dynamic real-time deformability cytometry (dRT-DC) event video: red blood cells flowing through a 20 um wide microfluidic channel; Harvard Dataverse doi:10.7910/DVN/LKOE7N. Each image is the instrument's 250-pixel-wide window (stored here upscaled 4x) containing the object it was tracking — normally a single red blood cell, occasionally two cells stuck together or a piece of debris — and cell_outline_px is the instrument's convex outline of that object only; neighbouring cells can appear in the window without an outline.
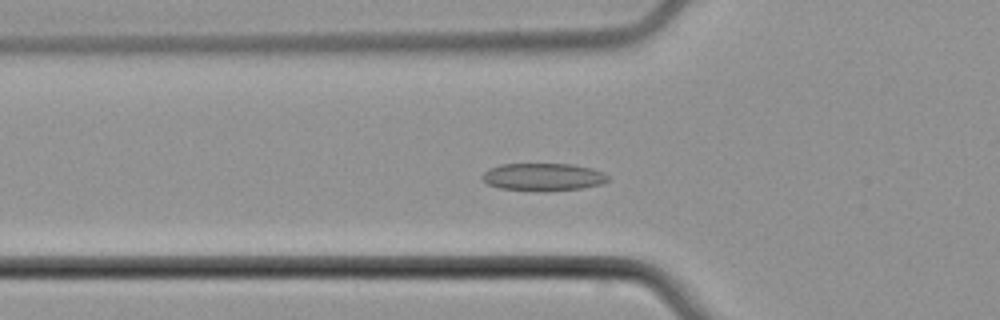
{"species": "common noctule bat (a hibernating species)", "species_latin": "Nyctalus noctula", "temperature_condition": "cold", "stored_images_in_passage": 40, "camera_frame_rate_fps": 3000, "um_per_image_px": 0.085, "animal": {"sex": "male", "body_mass_g": 21.5, "forearm_length_mm": 52.0}, "frame": {"image": 1, "passage_image": 17, "time_ms": 5.333, "image_size_px": [1000, 320], "cell_outline_px": [[608, 180], [604, 184], [580, 188], [500, 188], [488, 184], [480, 176], [488, 168], [500, 164], [572, 164], [592, 168], [604, 172], [608, 176]], "centroid_in_image_um": [46.18, 14.98], "position_along_channel_um": 79.6, "area_um2": 19.31}}
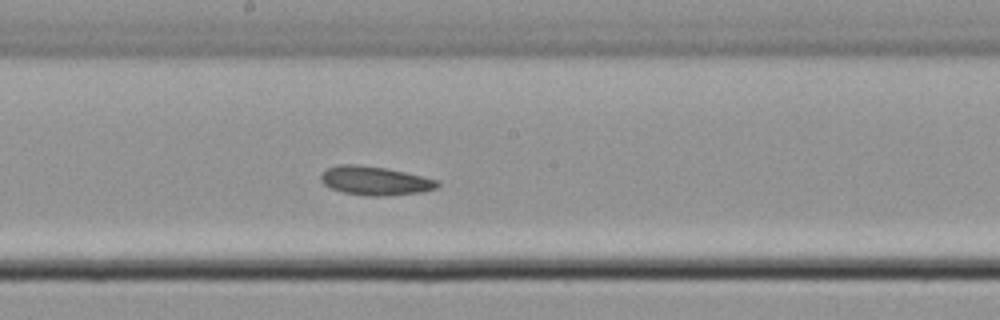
{"frame": {"image": 2, "passage_image": 27, "time_ms": 8.667, "image_size_px": [1000, 320], "cell_outline_px": [[440, 184], [436, 188], [420, 192], [388, 196], [368, 196], [344, 192], [332, 188], [324, 184], [320, 180], [320, 176], [328, 168], [340, 164], [352, 164], [384, 168], [404, 172], [436, 180]], "centroid_in_image_um": [31.86, 15.37], "position_along_channel_um": 216.3, "area_um2": 19.19}}
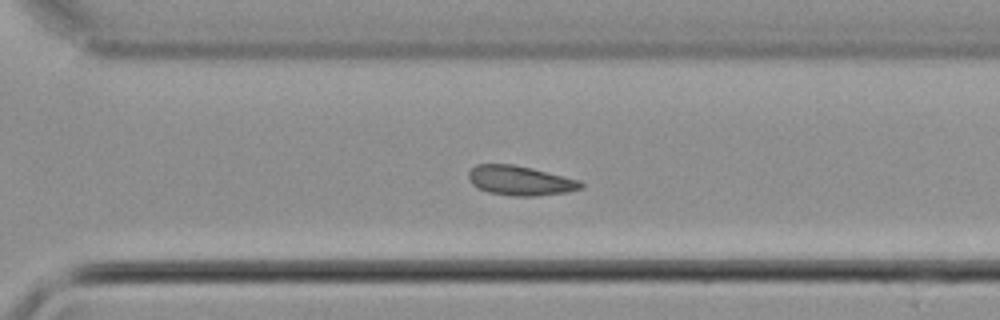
{"frame": {"image": 3, "passage_image": 35, "time_ms": 11.333, "image_size_px": [1000, 320], "cell_outline_px": [[584, 188], [568, 192], [536, 196], [512, 196], [488, 192], [472, 184], [468, 180], [468, 172], [476, 164], [512, 164], [532, 168], [580, 180], [584, 184]], "centroid_in_image_um": [44.23, 15.35], "position_along_channel_um": 326.4, "area_um2": 19.48}}